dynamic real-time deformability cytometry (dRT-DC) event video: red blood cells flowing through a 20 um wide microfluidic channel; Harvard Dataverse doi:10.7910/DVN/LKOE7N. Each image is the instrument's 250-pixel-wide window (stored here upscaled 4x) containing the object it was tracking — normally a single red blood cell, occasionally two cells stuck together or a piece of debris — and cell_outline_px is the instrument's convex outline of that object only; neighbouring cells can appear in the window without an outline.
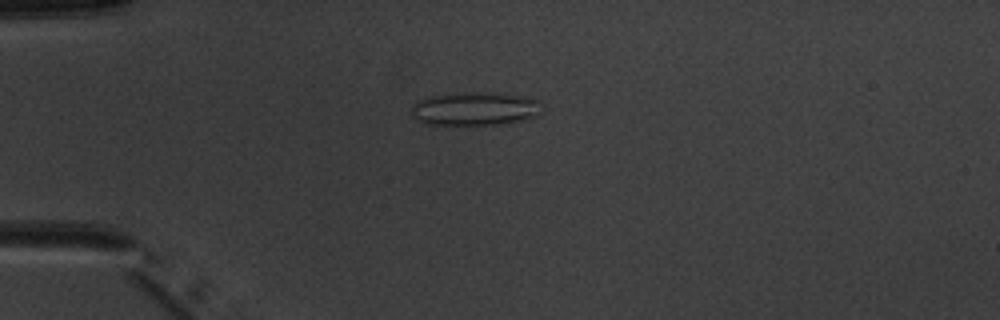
{"species": "common noctule bat (a hibernating species)", "species_latin": "Nyctalus noctula", "temperature_condition": "warm", "stored_images_in_passage": 6, "camera_frame_rate_fps": 3000, "um_per_image_px": 0.085, "animal": {"sex": "male", "body_mass_g": 20.1, "forearm_length_mm": 53.5}, "frame": {"image": 1, "passage_image": 4, "time_ms": 3.667, "image_size_px": [1000, 320], "cell_outline_px": [[540, 100], [536, 116], [508, 124], [428, 124], [412, 116], [408, 112], [412, 104], [416, 100], [428, 96], [464, 92], [492, 92], [528, 96]], "centroid_in_image_um": [40.33, 9.22], "position_along_channel_um": 44.7, "area_um2": 25.66}}